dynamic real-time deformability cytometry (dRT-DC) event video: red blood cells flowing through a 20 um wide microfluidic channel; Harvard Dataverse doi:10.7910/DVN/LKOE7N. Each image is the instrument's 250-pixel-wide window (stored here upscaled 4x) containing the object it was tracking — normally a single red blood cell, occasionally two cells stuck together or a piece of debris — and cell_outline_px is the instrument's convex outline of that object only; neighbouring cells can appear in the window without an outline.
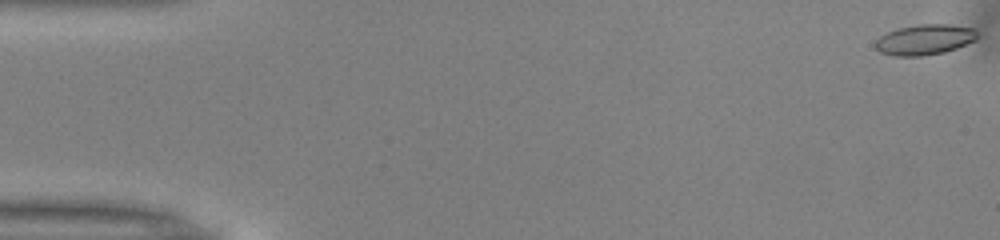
{"species": "common noctule bat (a hibernating species)", "species_latin": "Nyctalus noctula", "temperature_condition": "warm", "stored_images_in_passage": 8, "camera_frame_rate_fps": 3000, "um_per_image_px": 0.085, "animal": {"sex": "male", "body_mass_g": 13.0, "forearm_length_mm": 53.1}, "frame": {"image": 1, "passage_image": 1, "time_ms": 0.0, "image_size_px": [1000, 240], "cell_outline_px": [[980, 36], [976, 40], [956, 48], [944, 52], [924, 56], [896, 56], [880, 52], [876, 48], [876, 40], [880, 36], [896, 28], [916, 24], [948, 24], [976, 28]], "centroid_in_image_um": [78.64, 3.35], "position_along_channel_um": 6.4, "area_um2": 18.32}}